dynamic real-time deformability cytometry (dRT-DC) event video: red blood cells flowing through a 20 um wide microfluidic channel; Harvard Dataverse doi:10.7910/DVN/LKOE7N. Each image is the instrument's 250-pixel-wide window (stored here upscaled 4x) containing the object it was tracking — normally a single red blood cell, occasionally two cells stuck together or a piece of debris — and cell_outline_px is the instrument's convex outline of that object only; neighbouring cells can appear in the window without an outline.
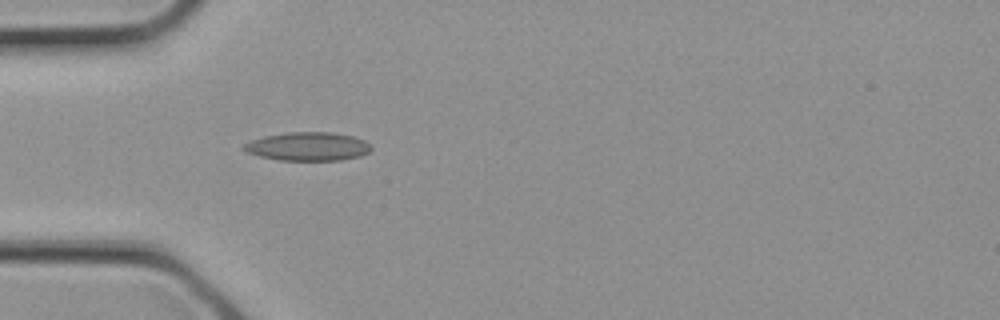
{"species": "common noctule bat (a hibernating species)", "species_latin": "Nyctalus noctula", "temperature_condition": "cold", "stored_images_in_passage": 1, "camera_frame_rate_fps": 3000, "um_per_image_px": 0.085, "animal": {"sex": "female", "body_mass_g": 21.9}, "frame": {"image": 1, "passage_image": 1, "time_ms": 0.0, "image_size_px": [1000, 320], "cell_outline_px": [[372, 148], [368, 152], [360, 156], [340, 160], [280, 160], [260, 156], [248, 152], [240, 148], [244, 144], [252, 140], [264, 136], [288, 132], [332, 132], [352, 136], [364, 140]], "centroid_in_image_um": [26.16, 12.44], "position_along_channel_um": 58.8, "area_um2": 21.04}}